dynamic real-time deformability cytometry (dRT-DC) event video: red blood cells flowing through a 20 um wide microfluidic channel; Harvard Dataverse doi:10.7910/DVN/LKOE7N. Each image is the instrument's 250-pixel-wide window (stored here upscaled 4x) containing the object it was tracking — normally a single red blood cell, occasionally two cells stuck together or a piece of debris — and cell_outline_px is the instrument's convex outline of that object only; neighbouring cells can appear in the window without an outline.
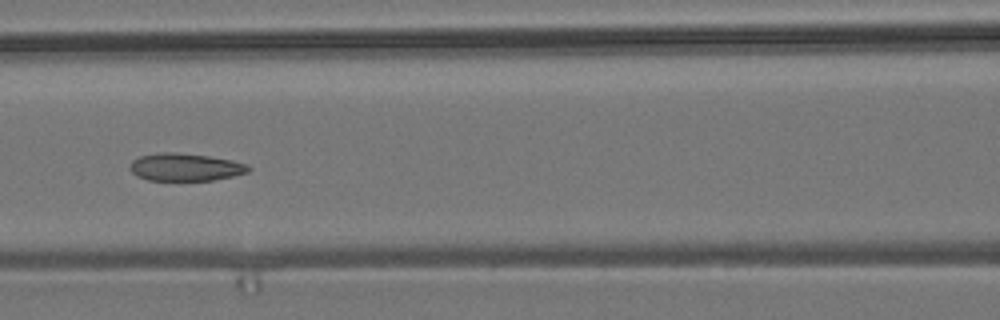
{"species": "common noctule bat (a hibernating species)", "species_latin": "Nyctalus noctula", "temperature_condition": "room temperature", "stored_images_in_passage": 10, "camera_frame_rate_fps": 3000, "um_per_image_px": 0.085, "animal": {"sex": "male", "body_mass_g": 19.2, "forearm_length_mm": 51.8}, "frame": {"image": 1, "passage_image": 7, "time_ms": 8.0, "image_size_px": [1000, 320], "cell_outline_px": [[252, 168], [248, 172], [232, 176], [212, 180], [148, 180], [136, 176], [128, 168], [132, 160], [140, 156], [160, 152], [176, 152], [208, 156], [232, 160], [248, 164]], "centroid_in_image_um": [15.73, 14.2], "position_along_channel_um": 150.9, "area_um2": 19.13}}
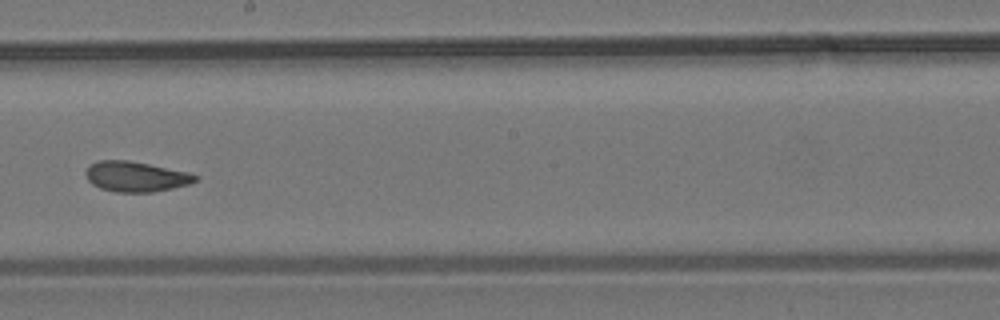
{"frame": {"image": 2, "passage_image": 9, "time_ms": 10.333, "image_size_px": [1000, 320], "cell_outline_px": [[200, 176], [196, 180], [188, 184], [172, 188], [152, 192], [116, 192], [100, 188], [92, 184], [88, 180], [84, 172], [88, 164], [96, 160], [128, 160], [188, 172]], "centroid_in_image_um": [11.49, 15.0], "position_along_channel_um": 236.7, "area_um2": 19.36}}
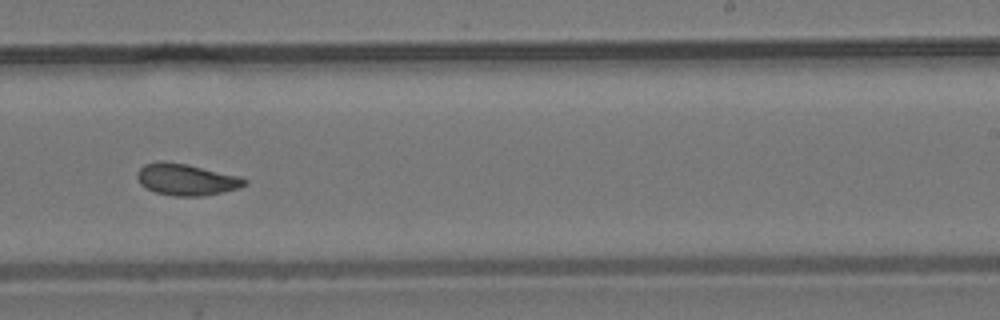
{"frame": {"image": 3, "passage_image": 10, "time_ms": 11.333, "image_size_px": [1000, 320], "cell_outline_px": [[248, 184], [240, 188], [224, 192], [204, 196], [172, 196], [156, 192], [140, 184], [136, 176], [136, 172], [144, 164], [160, 160], [164, 160], [188, 164], [240, 176], [248, 180]], "centroid_in_image_um": [15.86, 15.25], "position_along_channel_um": 273.1, "area_um2": 20.11}}